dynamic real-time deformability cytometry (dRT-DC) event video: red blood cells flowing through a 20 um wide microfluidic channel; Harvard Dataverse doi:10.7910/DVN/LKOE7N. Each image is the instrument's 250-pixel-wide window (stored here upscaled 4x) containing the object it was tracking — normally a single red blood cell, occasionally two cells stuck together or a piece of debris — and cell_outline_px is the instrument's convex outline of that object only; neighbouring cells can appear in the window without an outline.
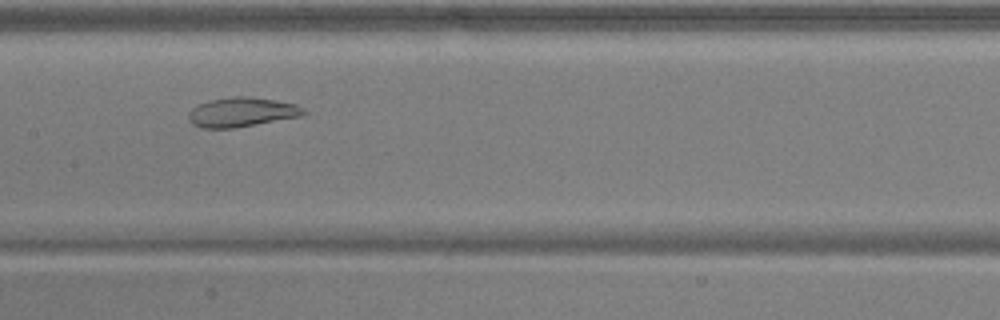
{"species": "common noctule bat (a hibernating species)", "species_latin": "Nyctalus noctula", "temperature_condition": "warm", "stored_images_in_passage": 43, "camera_frame_rate_fps": 3000, "um_per_image_px": 0.085, "animal": {"sex": "male", "body_mass_g": 17.9, "forearm_length_mm": 54.2}, "frame": {"image": 1, "passage_image": 18, "time_ms": 5.667, "image_size_px": [1000, 320], "cell_outline_px": [[308, 112], [304, 116], [236, 128], [200, 128], [192, 124], [188, 120], [188, 112], [192, 108], [208, 100], [232, 96], [248, 96], [276, 100], [296, 104], [304, 108]], "centroid_in_image_um": [20.57, 9.54], "position_along_channel_um": 186.8, "area_um2": 20.17}}
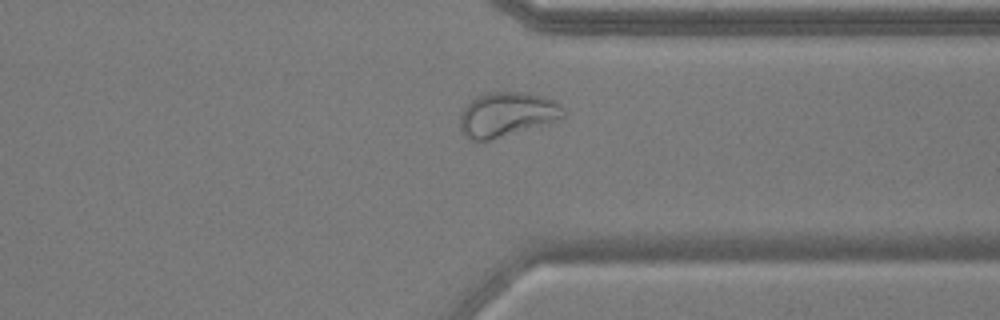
{"frame": {"image": 2, "passage_image": 32, "time_ms": 10.333, "image_size_px": [1000, 320], "cell_outline_px": [[564, 116], [556, 120], [488, 140], [468, 140], [464, 136], [460, 128], [460, 112], [476, 96], [488, 92], [528, 92], [552, 100], [564, 108]], "centroid_in_image_um": [43.02, 9.71], "position_along_channel_um": 368.4, "area_um2": 26.3}}
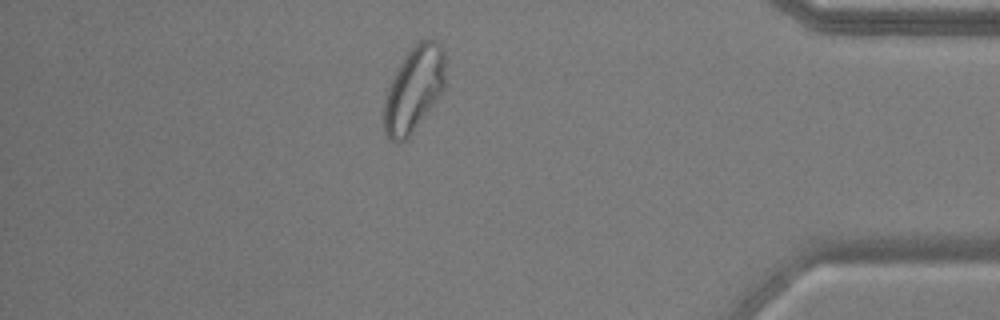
{"frame": {"image": 3, "passage_image": 37, "time_ms": 12.0, "image_size_px": [1000, 320], "cell_outline_px": [[444, 84], [440, 92], [408, 140], [396, 144], [388, 140], [384, 132], [384, 100], [388, 88], [404, 56], [416, 40], [436, 40], [440, 44], [444, 52]], "centroid_in_image_um": [35.14, 7.61], "position_along_channel_um": 400.1, "area_um2": 30.23}, "authors_computed_cell_mechanics": {"area_um2": 25.7788, "velocity_mm_per_s": 3.8979, "shape_relaxation_time_tau1_ms": null, "shape_relaxation_time_tau2_ms": 1.4092, "deformation_change_tau1": null, "deformation_change_tau2": 0.0653}}